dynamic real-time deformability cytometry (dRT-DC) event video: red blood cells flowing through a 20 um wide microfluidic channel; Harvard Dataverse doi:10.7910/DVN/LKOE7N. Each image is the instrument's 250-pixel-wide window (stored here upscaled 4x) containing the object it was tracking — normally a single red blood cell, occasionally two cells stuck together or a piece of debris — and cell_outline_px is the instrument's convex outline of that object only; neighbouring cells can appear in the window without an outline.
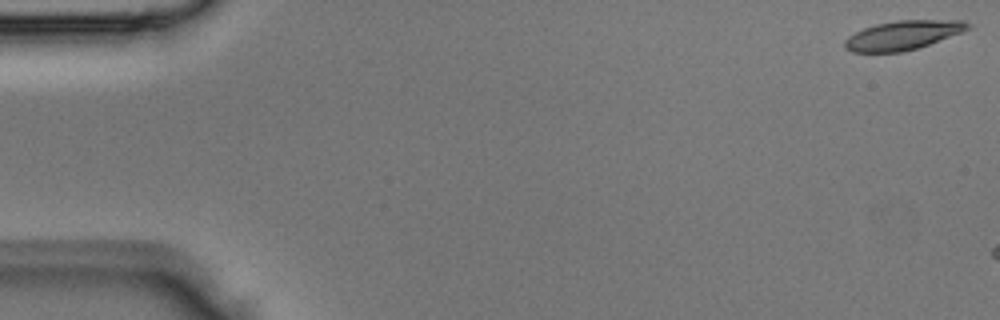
{"species": "Egyptian fruit bat (a non-hibernating species)", "species_latin": "Rousettus aegyptiacus", "temperature_condition": "room temperature", "stored_images_in_passage": 4, "camera_frame_rate_fps": 3000, "um_per_image_px": 0.085, "animal": {"sex": "male"}, "frame": {"image": 1, "passage_image": 1, "time_ms": 0.0, "image_size_px": [1000, 320], "cell_outline_px": [[972, 28], [928, 44], [916, 48], [900, 52], [852, 52], [844, 48], [844, 40], [848, 36], [864, 28], [876, 24], [896, 20], [964, 20], [972, 24]], "centroid_in_image_um": [76.74, 2.98], "position_along_channel_um": 8.3, "area_um2": 20.81}}